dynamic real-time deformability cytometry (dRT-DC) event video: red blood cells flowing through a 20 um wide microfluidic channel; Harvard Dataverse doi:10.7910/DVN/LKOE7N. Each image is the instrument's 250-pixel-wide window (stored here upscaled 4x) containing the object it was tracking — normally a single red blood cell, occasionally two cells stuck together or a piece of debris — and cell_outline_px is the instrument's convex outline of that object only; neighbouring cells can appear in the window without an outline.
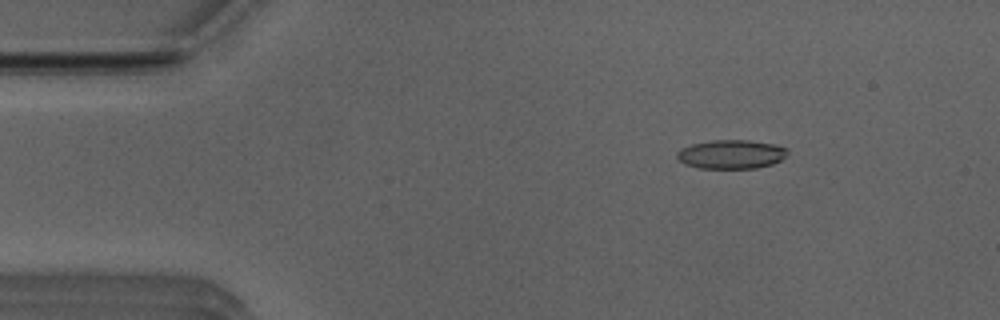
{"species": "Egyptian fruit bat (a non-hibernating species)", "species_latin": "Rousettus aegyptiacus", "temperature_condition": "room temperature", "stored_images_in_passage": 51, "camera_frame_rate_fps": 3000, "um_per_image_px": 0.085, "animal": {"sex": "male"}, "frame": {"image": 1, "passage_image": 7, "time_ms": 2.0, "image_size_px": [1000, 320], "cell_outline_px": [[788, 152], [780, 160], [772, 164], [756, 168], [700, 168], [684, 164], [676, 156], [676, 152], [680, 148], [692, 144], [712, 140], [748, 140], [776, 144], [788, 148]], "centroid_in_image_um": [62.15, 13.1], "position_along_channel_um": 22.9, "area_um2": 18.67}}
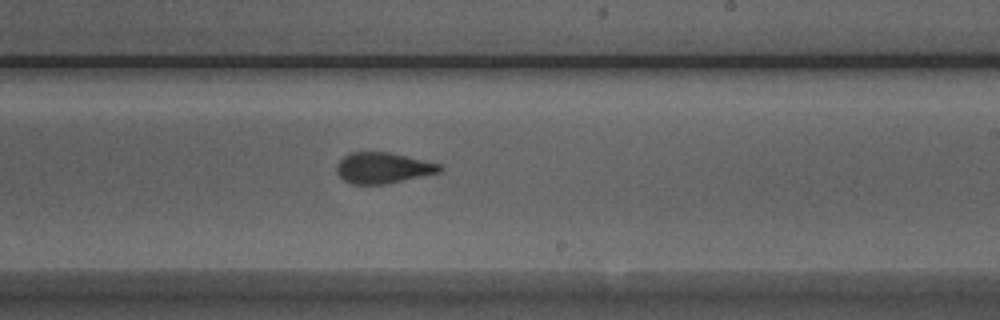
{"frame": {"image": 2, "passage_image": 30, "time_ms": 9.667, "image_size_px": [1000, 320], "cell_outline_px": [[444, 168], [440, 172], [384, 184], [348, 184], [336, 172], [336, 164], [344, 156], [352, 152], [388, 152], [440, 164]], "centroid_in_image_um": [32.51, 14.27], "position_along_channel_um": 256.5, "area_um2": 18.38}}
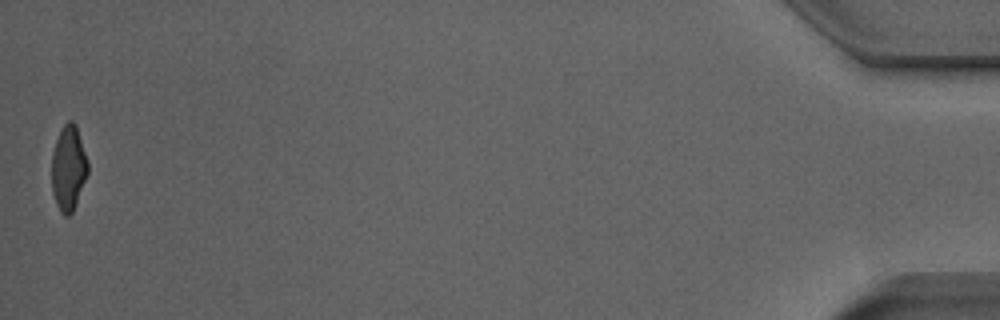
{"frame": {"image": 3, "passage_image": 51, "time_ms": 16.667, "image_size_px": [1000, 320], "cell_outline_px": [[88, 172], [76, 204], [72, 212], [68, 216], [64, 216], [60, 212], [56, 204], [52, 192], [52, 152], [56, 140], [64, 124], [68, 120], [72, 120], [76, 124], [88, 160]], "centroid_in_image_um": [5.82, 14.29], "position_along_channel_um": 429.4, "area_um2": 17.98}, "authors_computed_cell_mechanics": {"area_um2": 18.9006, "velocity_mm_per_s": 3.9474, "shape_relaxation_time_tau1_ms": 8.3869, "shape_relaxation_time_tau2_ms": 1.4609, "deformation_change_tau1": 0.2121, "deformation_change_tau2": 0.0908}}